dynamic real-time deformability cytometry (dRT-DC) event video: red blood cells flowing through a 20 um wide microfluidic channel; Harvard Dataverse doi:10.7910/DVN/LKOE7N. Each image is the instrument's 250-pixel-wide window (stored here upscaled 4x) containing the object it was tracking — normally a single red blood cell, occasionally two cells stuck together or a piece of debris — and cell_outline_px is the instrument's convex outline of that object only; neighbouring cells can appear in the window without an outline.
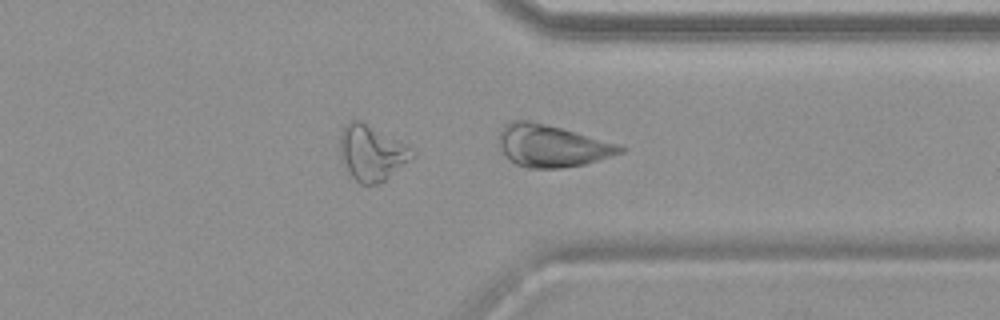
{"species": "common noctule bat (a hibernating species)", "species_latin": "Nyctalus noctula", "temperature_condition": "warm", "stored_images_in_passage": 37, "camera_frame_rate_fps": 3000, "um_per_image_px": 0.085, "animal": {"sex": "female", "body_mass_g": 19.9}, "frame": {"image": 1, "passage_image": 37, "time_ms": 12.0, "image_size_px": [1000, 320], "cell_outline_px": [[628, 148], [624, 152], [584, 164], [560, 168], [528, 168], [516, 164], [508, 160], [500, 148], [496, 136], [504, 124], [512, 120], [528, 120], [576, 132], [620, 144]], "centroid_in_image_um": [46.87, 12.39], "position_along_channel_um": 364.5, "area_um2": 29.94}}